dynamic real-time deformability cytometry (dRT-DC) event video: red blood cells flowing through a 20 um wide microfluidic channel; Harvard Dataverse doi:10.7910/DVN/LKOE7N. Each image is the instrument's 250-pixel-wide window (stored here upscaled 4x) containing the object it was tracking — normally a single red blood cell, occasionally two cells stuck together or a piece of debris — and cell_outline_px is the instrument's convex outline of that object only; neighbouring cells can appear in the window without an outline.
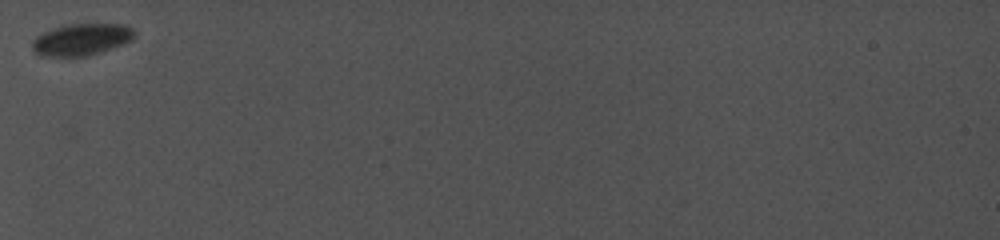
{"species": "common noctule bat (a hibernating species)", "species_latin": "Nyctalus noctula", "temperature_condition": "cold", "stored_images_in_passage": 26, "camera_frame_rate_fps": 5000, "um_per_image_px": 0.085, "animal": {"sex": "female", "body_mass_g": 19.0, "forearm_length_mm": 56.7}, "frame": {"image": 1, "passage_image": 1, "time_ms": 0.0, "image_size_px": [1000, 240], "cell_outline_px": [[136, 32], [132, 40], [112, 48], [88, 56], [44, 56], [32, 52], [32, 40], [36, 36], [52, 28], [68, 24], [120, 24], [132, 28]], "centroid_in_image_um": [6.9, 3.36], "position_along_channel_um": 78.1, "area_um2": 18.96}}
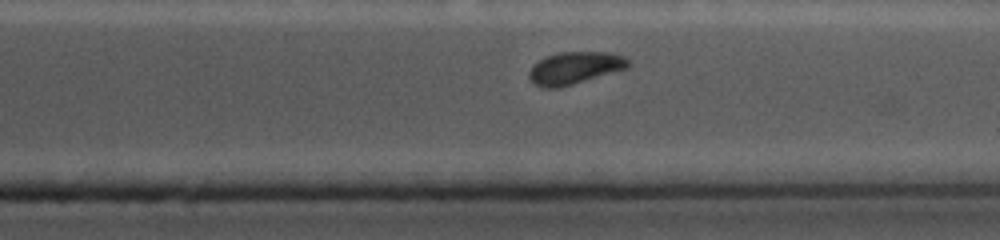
{"frame": {"image": 2, "passage_image": 21, "time_ms": 7.6, "image_size_px": [1000, 240], "cell_outline_px": [[632, 64], [628, 68], [572, 84], [556, 88], [544, 88], [536, 84], [528, 76], [528, 72], [532, 64], [548, 56], [560, 52], [608, 52], [624, 56]], "centroid_in_image_um": [48.87, 5.77], "position_along_channel_um": 362.5, "area_um2": 18.5}}
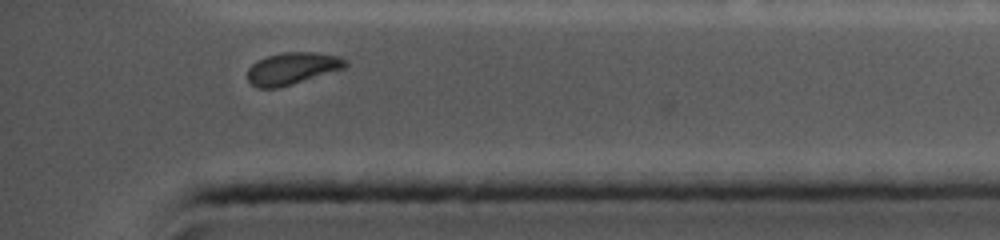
{"frame": {"image": 3, "passage_image": 24, "time_ms": 8.8, "image_size_px": [1000, 240], "cell_outline_px": [[348, 64], [344, 68], [280, 88], [256, 88], [248, 80], [248, 68], [256, 60], [268, 56], [284, 52], [316, 52], [340, 56], [348, 60]], "centroid_in_image_um": [24.85, 5.81], "position_along_channel_um": 410.4, "area_um2": 18.38}}